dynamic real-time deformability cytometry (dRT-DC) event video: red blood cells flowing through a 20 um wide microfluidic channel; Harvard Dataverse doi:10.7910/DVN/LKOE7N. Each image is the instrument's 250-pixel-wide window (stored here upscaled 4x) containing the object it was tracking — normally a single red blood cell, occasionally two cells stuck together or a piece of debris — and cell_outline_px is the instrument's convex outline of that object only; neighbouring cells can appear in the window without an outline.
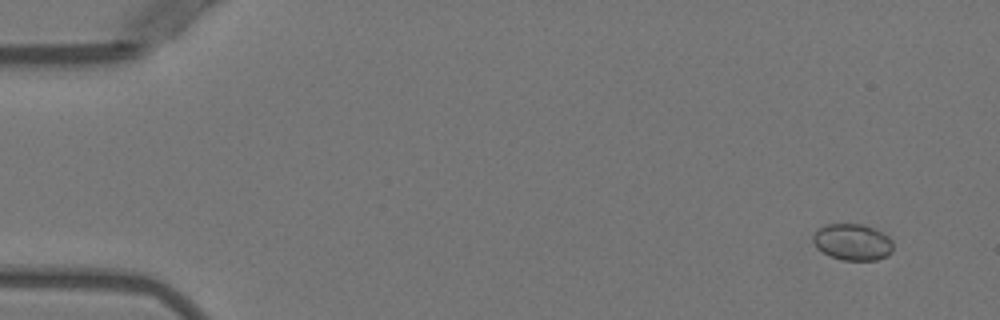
{"species": "Egyptian fruit bat (a non-hibernating species)", "species_latin": "Rousettus aegyptiacus", "temperature_condition": "warm", "stored_images_in_passage": 4, "camera_frame_rate_fps": 3000, "um_per_image_px": 0.085, "animal": {"sex": "female"}, "frame": {"image": 1, "passage_image": 1, "time_ms": 0.0, "image_size_px": [1000, 320], "cell_outline_px": [[892, 252], [888, 256], [876, 260], [844, 260], [832, 256], [816, 248], [812, 240], [812, 236], [816, 228], [824, 224], [864, 224], [888, 236], [892, 240]], "centroid_in_image_um": [72.44, 20.56], "position_along_channel_um": 12.6, "area_um2": 17.11}}
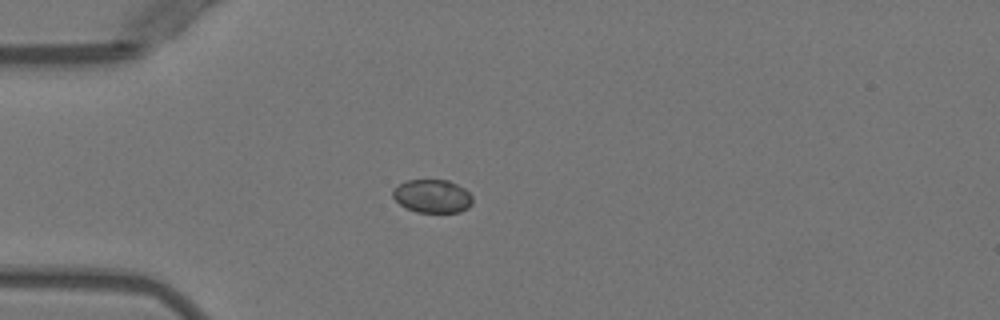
{"frame": {"image": 2, "passage_image": 4, "time_ms": 3.667, "image_size_px": [1000, 320], "cell_outline_px": [[472, 204], [468, 208], [460, 212], [416, 212], [400, 204], [392, 196], [392, 188], [408, 180], [448, 180], [464, 188], [472, 196]], "centroid_in_image_um": [36.75, 16.67], "position_along_channel_um": 48.2, "area_um2": 15.43}}